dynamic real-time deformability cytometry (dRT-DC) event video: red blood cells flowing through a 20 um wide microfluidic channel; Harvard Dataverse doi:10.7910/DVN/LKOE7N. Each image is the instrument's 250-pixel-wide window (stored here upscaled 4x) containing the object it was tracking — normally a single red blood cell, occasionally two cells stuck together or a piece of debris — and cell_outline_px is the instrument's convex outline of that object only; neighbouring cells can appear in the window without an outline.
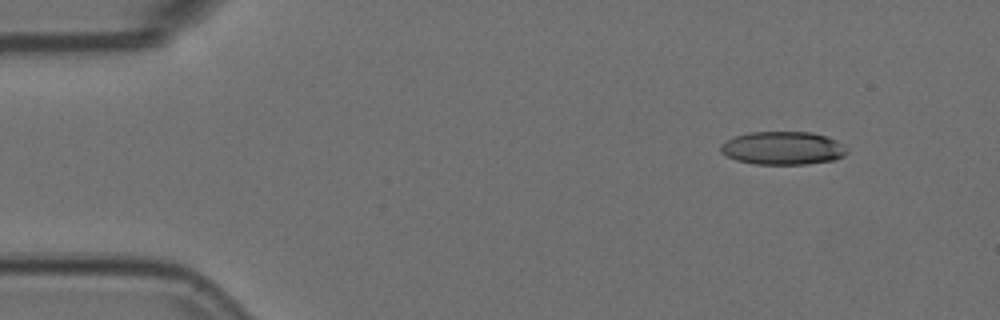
{"species": "Egyptian fruit bat (a non-hibernating species)", "species_latin": "Rousettus aegyptiacus", "temperature_condition": "room temperature", "stored_images_in_passage": 5, "camera_frame_rate_fps": 3000, "um_per_image_px": 0.085, "animal": {"sex": "female"}, "frame": {"image": 1, "passage_image": 1, "time_ms": 0.0, "image_size_px": [1000, 320], "cell_outline_px": [[848, 152], [844, 156], [836, 160], [808, 164], [756, 164], [736, 160], [720, 152], [720, 144], [736, 136], [748, 132], [812, 132], [836, 140]], "centroid_in_image_um": [66.53, 12.6], "position_along_channel_um": 18.5, "area_um2": 24.33}}
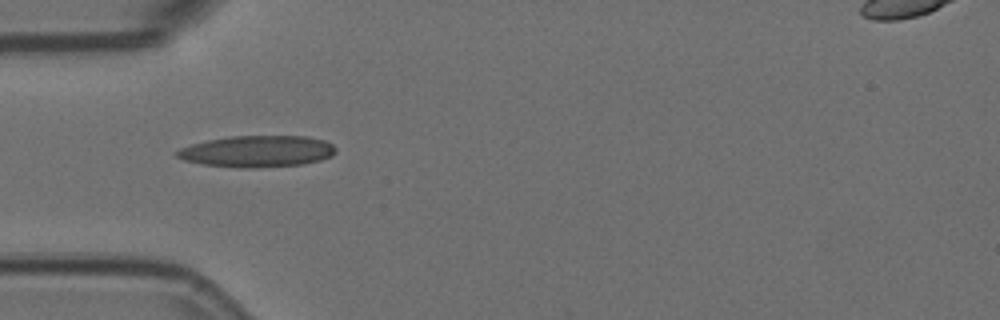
{"frame": {"image": 2, "passage_image": 4, "time_ms": 1.0, "image_size_px": [1000, 320], "cell_outline_px": [[336, 152], [332, 156], [320, 160], [304, 164], [256, 168], [244, 168], [204, 164], [184, 160], [176, 156], [172, 152], [180, 148], [192, 144], [208, 140], [232, 136], [308, 136], [324, 140], [332, 144], [336, 148]], "centroid_in_image_um": [21.88, 12.86], "position_along_channel_um": 63.1, "area_um2": 29.25}}
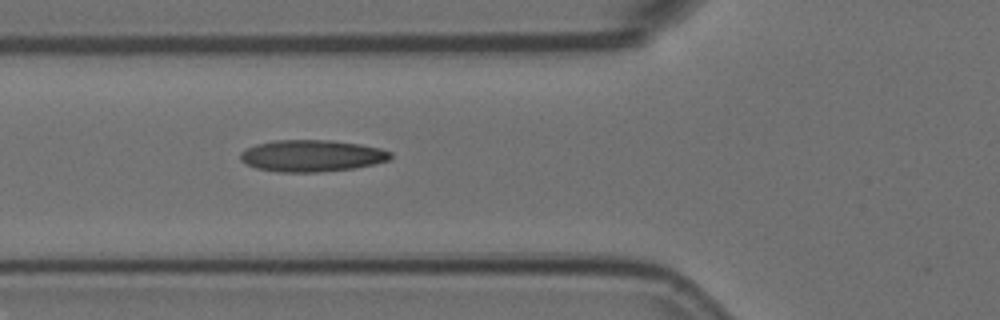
{"frame": {"image": 3, "passage_image": 5, "time_ms": 1.333, "image_size_px": [1000, 320], "cell_outline_px": [[392, 156], [388, 160], [356, 168], [320, 172], [280, 172], [256, 168], [240, 160], [240, 152], [256, 144], [276, 140], [332, 140], [360, 144], [380, 148], [392, 152]], "centroid_in_image_um": [26.51, 13.24], "position_along_channel_um": 99.3, "area_um2": 27.74}}